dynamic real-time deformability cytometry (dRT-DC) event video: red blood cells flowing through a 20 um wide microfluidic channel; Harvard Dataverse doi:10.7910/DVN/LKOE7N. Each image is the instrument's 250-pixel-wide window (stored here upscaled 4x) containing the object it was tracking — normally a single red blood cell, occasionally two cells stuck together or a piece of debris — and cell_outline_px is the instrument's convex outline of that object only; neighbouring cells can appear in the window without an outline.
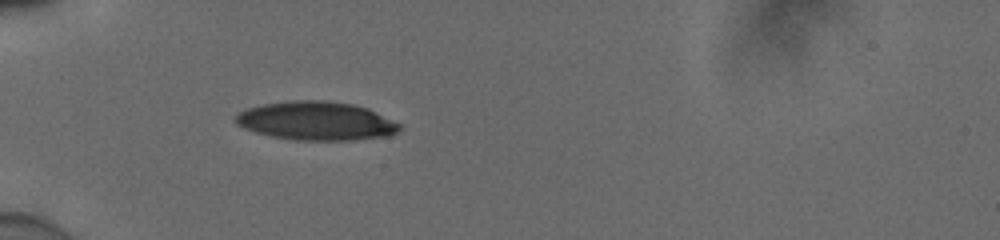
{"species": "human", "species_latin": "Homo sapiens", "temperature_condition": "cold", "stored_images_in_passage": 2, "camera_frame_rate_fps": 3000, "um_per_image_px": 0.085, "donor": {"sex": "male"}, "frame": {"image": 1, "passage_image": 1, "time_ms": 0.0, "image_size_px": [1000, 240], "cell_outline_px": [[400, 128], [396, 132], [388, 136], [352, 140], [296, 140], [272, 136], [256, 132], [244, 128], [236, 124], [232, 120], [240, 112], [248, 108], [264, 104], [292, 100], [324, 100], [352, 104], [368, 108], [400, 124]], "centroid_in_image_um": [26.86, 10.28], "position_along_channel_um": 58.1, "area_um2": 36.76}}